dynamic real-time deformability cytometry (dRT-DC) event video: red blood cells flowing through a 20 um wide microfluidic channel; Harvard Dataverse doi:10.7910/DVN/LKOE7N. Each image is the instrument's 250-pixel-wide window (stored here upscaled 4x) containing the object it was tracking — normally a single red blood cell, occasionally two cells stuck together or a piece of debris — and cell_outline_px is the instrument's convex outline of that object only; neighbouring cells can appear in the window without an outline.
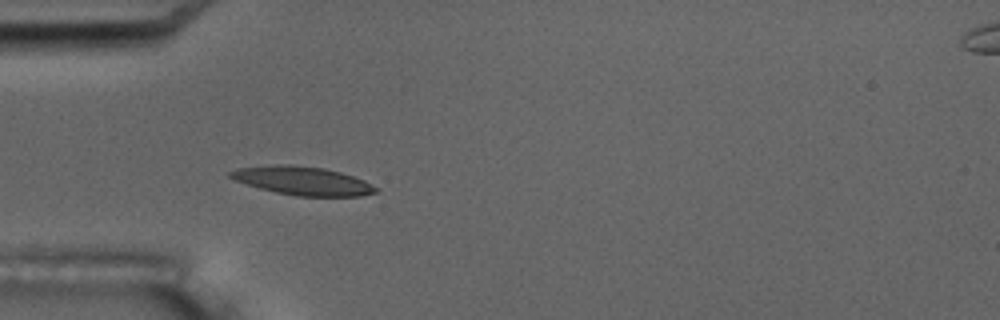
{"species": "common noctule bat (a hibernating species)", "species_latin": "Nyctalus noctula", "temperature_condition": "room temperature", "stored_images_in_passage": 3, "camera_frame_rate_fps": 3000, "um_per_image_px": 0.085, "animal": {"sex": "male", "body_mass_g": 17.5, "forearm_length_mm": 52.3}, "frame": {"image": 1, "passage_image": 3, "time_ms": 2.333, "image_size_px": [1000, 320], "cell_outline_px": [[380, 192], [360, 196], [296, 196], [276, 192], [260, 188], [236, 180], [228, 176], [228, 172], [236, 168], [276, 164], [288, 164], [324, 168], [340, 172], [364, 180], [380, 188]], "centroid_in_image_um": [25.76, 15.36], "position_along_channel_um": 59.2, "area_um2": 24.22}}